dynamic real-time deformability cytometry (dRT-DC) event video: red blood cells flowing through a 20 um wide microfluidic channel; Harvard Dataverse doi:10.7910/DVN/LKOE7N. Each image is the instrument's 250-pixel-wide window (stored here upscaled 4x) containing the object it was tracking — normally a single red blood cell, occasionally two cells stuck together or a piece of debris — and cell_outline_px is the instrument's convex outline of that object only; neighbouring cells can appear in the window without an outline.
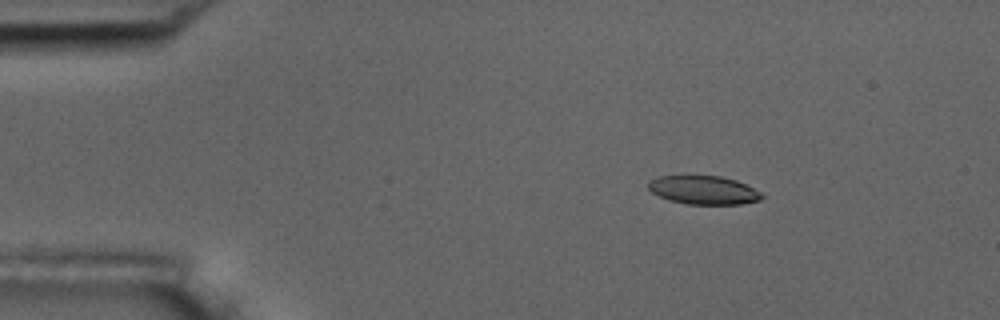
{"species": "common noctule bat (a hibernating species)", "species_latin": "Nyctalus noctula", "temperature_condition": "room temperature", "stored_images_in_passage": 5, "camera_frame_rate_fps": 3000, "um_per_image_px": 0.085, "animal": {"sex": "male", "body_mass_g": 17.5, "forearm_length_mm": 52.3}, "frame": {"image": 1, "passage_image": 3, "time_ms": 2.0, "image_size_px": [1000, 320], "cell_outline_px": [[764, 196], [760, 200], [740, 204], [688, 204], [668, 200], [652, 192], [648, 188], [648, 180], [660, 176], [720, 176], [736, 180], [760, 192]], "centroid_in_image_um": [59.78, 16.16], "position_along_channel_um": 25.2, "area_um2": 18.73}}
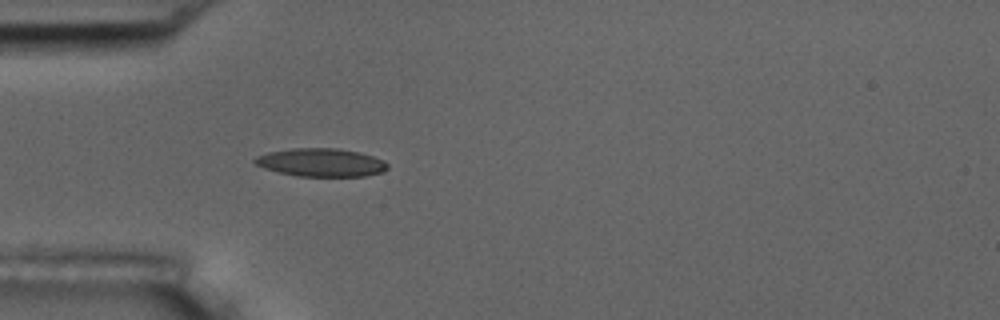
{"frame": {"image": 2, "passage_image": 5, "time_ms": 4.667, "image_size_px": [1000, 320], "cell_outline_px": [[388, 168], [384, 172], [364, 176], [296, 176], [264, 168], [256, 164], [252, 160], [256, 156], [268, 152], [292, 148], [336, 148], [360, 152], [384, 160], [388, 164]], "centroid_in_image_um": [27.31, 13.81], "position_along_channel_um": 57.7, "area_um2": 21.85}}